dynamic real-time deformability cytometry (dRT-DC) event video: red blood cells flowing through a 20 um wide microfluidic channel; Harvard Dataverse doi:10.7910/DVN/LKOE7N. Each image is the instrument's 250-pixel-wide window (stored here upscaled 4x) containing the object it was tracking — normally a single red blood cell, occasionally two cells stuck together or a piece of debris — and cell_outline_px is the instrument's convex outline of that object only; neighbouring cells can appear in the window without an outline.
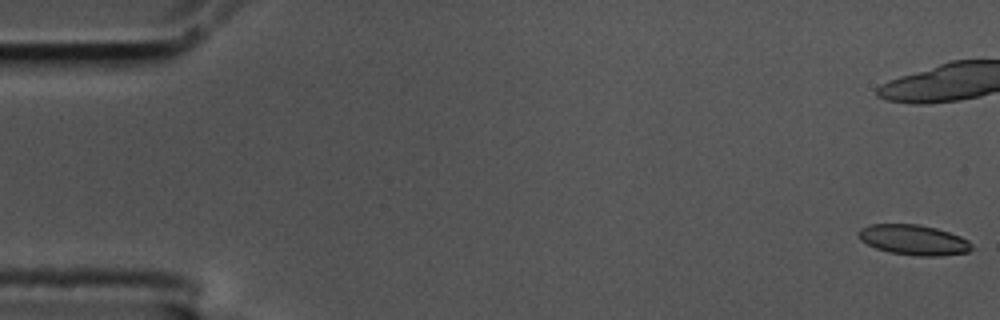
{"species": "common noctule bat (a hibernating species)", "species_latin": "Nyctalus noctula", "temperature_condition": "cold", "stored_images_in_passage": 46, "camera_frame_rate_fps": 3000, "um_per_image_px": 0.085, "animal": {"sex": "male", "body_mass_g": 17.5, "forearm_length_mm": 52.3}, "frame": {"image": 1, "passage_image": 1, "time_ms": 0.0, "image_size_px": [1000, 320], "cell_outline_px": [[972, 248], [968, 252], [940, 256], [916, 256], [888, 252], [876, 248], [860, 240], [856, 232], [860, 228], [868, 224], [920, 224], [936, 228], [960, 236], [968, 240], [972, 244]], "centroid_in_image_um": [77.63, 20.39], "position_along_channel_um": 7.4, "area_um2": 20.11}}